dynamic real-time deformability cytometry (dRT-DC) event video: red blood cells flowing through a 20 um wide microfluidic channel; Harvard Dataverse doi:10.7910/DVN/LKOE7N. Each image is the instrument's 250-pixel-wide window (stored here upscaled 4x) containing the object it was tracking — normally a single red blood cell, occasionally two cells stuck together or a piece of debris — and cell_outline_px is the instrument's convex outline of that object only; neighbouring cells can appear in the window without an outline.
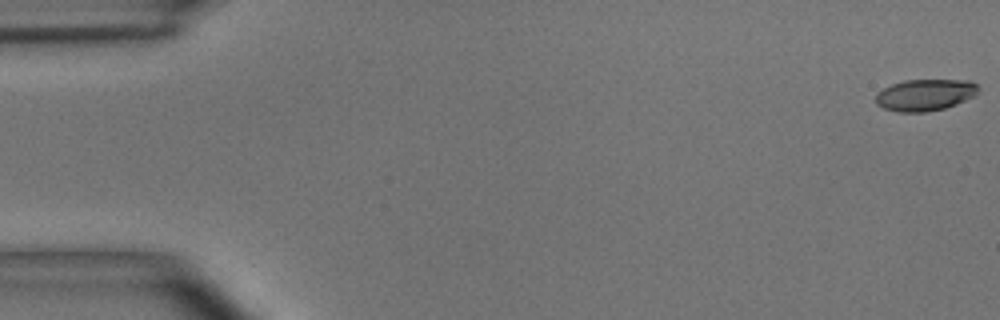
{"species": "common noctule bat (a hibernating species)", "species_latin": "Nyctalus noctula", "temperature_condition": "room temperature", "stored_images_in_passage": 49, "camera_frame_rate_fps": 3000, "um_per_image_px": 0.085, "animal": {"sex": "male", "body_mass_g": 15.6}, "frame": {"image": 1, "passage_image": 1, "time_ms": 0.0, "image_size_px": [1000, 320], "cell_outline_px": [[980, 92], [976, 96], [956, 104], [944, 108], [924, 112], [896, 112], [884, 108], [876, 104], [876, 92], [892, 84], [904, 80], [972, 80], [980, 88]], "centroid_in_image_um": [78.66, 8.06], "position_along_channel_um": 6.3, "area_um2": 19.13}}
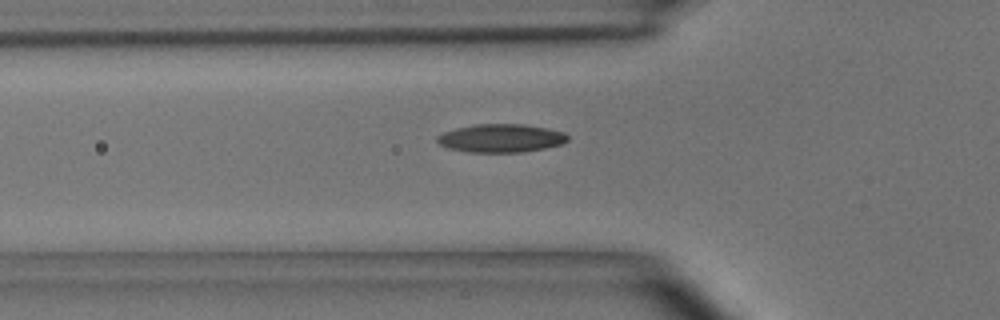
{"frame": {"image": 2, "passage_image": 17, "time_ms": 5.333, "image_size_px": [1000, 320], "cell_outline_px": [[568, 140], [564, 144], [524, 152], [468, 152], [448, 148], [440, 144], [436, 140], [436, 136], [444, 132], [456, 128], [476, 124], [524, 124], [548, 128], [564, 132], [568, 136]], "centroid_in_image_um": [42.6, 11.74], "position_along_channel_um": 83.2, "area_um2": 21.62}}
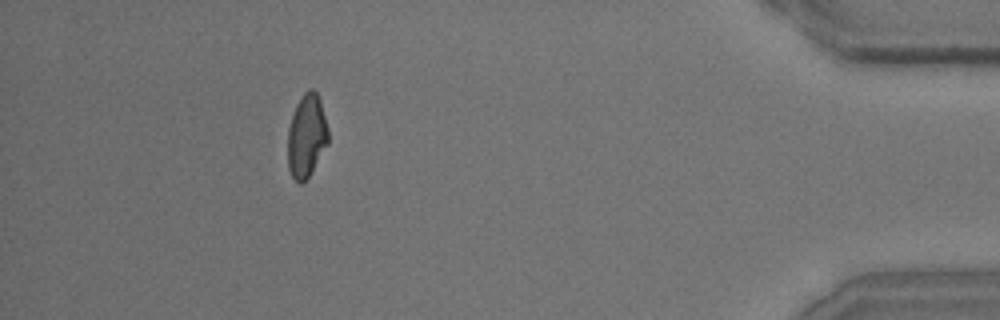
{"frame": {"image": 3, "passage_image": 45, "time_ms": 14.667, "image_size_px": [1000, 320], "cell_outline_px": [[328, 144], [308, 176], [300, 184], [292, 176], [288, 168], [288, 128], [296, 104], [304, 92], [308, 88], [312, 88], [316, 92], [320, 100], [328, 128]], "centroid_in_image_um": [26.06, 11.52], "position_along_channel_um": 409.1, "area_um2": 19.42}, "authors_computed_cell_mechanics": {"area_um2": 20.0566, "velocity_mm_per_s": 4.0686, "shape_relaxation_time_tau1_ms": 4.4579, "shape_relaxation_time_tau2_ms": 3.2287, "deformation_change_tau1": 0.147, "deformation_change_tau2": 0.0926}}